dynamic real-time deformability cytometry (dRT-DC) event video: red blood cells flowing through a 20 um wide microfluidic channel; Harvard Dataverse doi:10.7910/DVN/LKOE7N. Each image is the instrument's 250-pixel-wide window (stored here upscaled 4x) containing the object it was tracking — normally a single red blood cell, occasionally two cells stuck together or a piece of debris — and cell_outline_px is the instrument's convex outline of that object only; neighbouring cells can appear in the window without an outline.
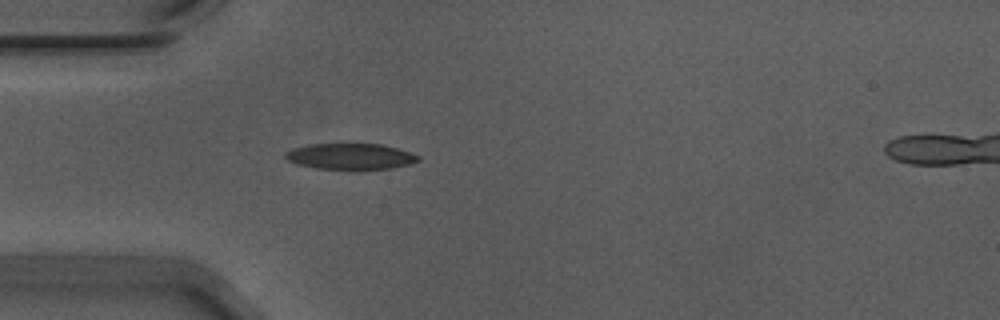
{"species": "Egyptian fruit bat (a non-hibernating species)", "species_latin": "Rousettus aegyptiacus", "temperature_condition": "warm", "stored_images_in_passage": 33, "camera_frame_rate_fps": 3000, "um_per_image_px": 0.085, "animal": {"sex": "male"}, "frame": {"image": 1, "passage_image": 1, "time_ms": 0.0, "image_size_px": [1000, 320], "cell_outline_px": [[420, 160], [412, 164], [392, 168], [360, 172], [356, 172], [316, 168], [296, 164], [288, 160], [284, 156], [284, 152], [292, 148], [308, 144], [380, 144], [396, 148], [420, 156]], "centroid_in_image_um": [29.78, 13.34], "position_along_channel_um": 55.2, "area_um2": 20.98}}
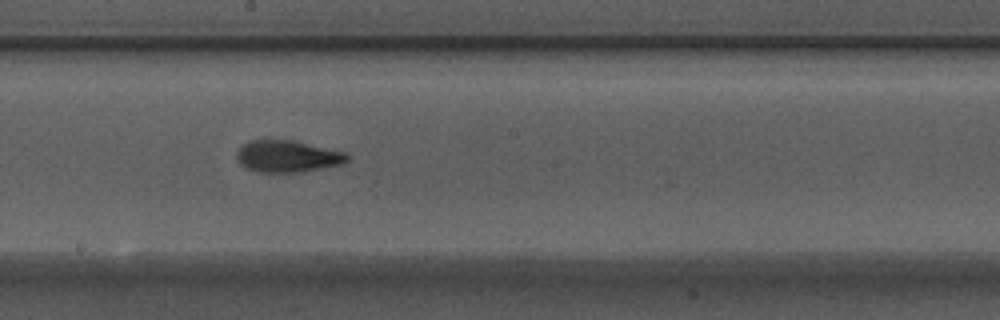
{"frame": {"image": 2, "passage_image": 15, "time_ms": 4.667, "image_size_px": [1000, 320], "cell_outline_px": [[348, 160], [344, 164], [300, 172], [256, 172], [244, 168], [240, 164], [236, 156], [236, 152], [248, 140], [292, 140], [344, 152], [348, 156]], "centroid_in_image_um": [24.4, 13.3], "position_along_channel_um": 223.8, "area_um2": 20.46}}
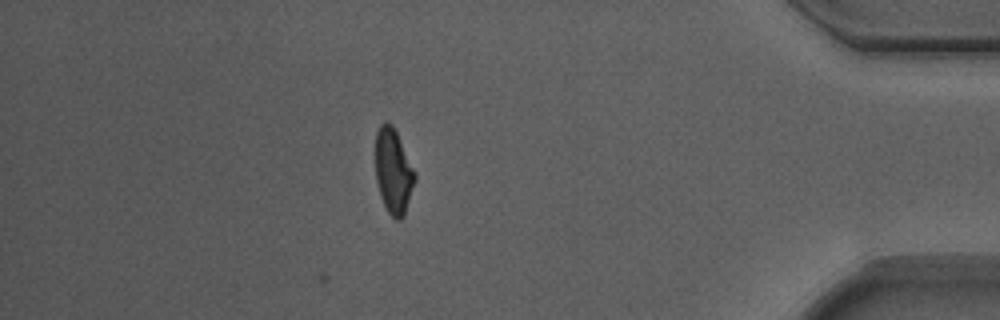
{"frame": {"image": 3, "passage_image": 33, "time_ms": 10.667, "image_size_px": [1000, 320], "cell_outline_px": [[416, 180], [404, 216], [400, 220], [396, 220], [388, 212], [380, 196], [376, 180], [376, 132], [380, 124], [392, 124], [416, 172]], "centroid_in_image_um": [33.45, 14.59], "position_along_channel_um": 401.8, "area_um2": 19.42}, "authors_computed_cell_mechanics": {"area_um2": 20.1144, "velocity_mm_per_s": 3.7259, "shape_relaxation_time_tau1_ms": 9.1039, "shape_relaxation_time_tau2_ms": 1.9548, "deformation_change_tau1": 0.2436, "deformation_change_tau2": 0.0998}}